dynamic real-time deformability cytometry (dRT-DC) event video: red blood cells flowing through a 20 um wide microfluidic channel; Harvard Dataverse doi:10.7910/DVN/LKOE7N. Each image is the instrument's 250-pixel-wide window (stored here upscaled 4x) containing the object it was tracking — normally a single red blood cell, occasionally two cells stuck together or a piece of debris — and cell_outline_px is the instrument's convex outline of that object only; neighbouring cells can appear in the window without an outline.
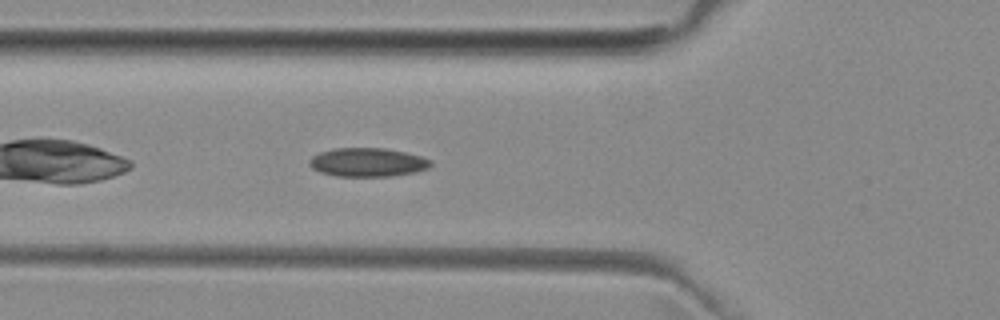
{"species": "common noctule bat (a hibernating species)", "species_latin": "Nyctalus noctula", "temperature_condition": "room temperature", "stored_images_in_passage": 39, "segment_of_instrument_passage": [1, 2], "camera_frame_rate_fps": 3000, "um_per_image_px": 0.085, "animal": {"sex": "female", "body_mass_g": 29.2, "forearm_length_mm": 56.3}, "frame": {"image": 1, "passage_image": 4, "time_ms": 1.0, "image_size_px": [1000, 320], "cell_outline_px": [[432, 164], [428, 168], [416, 172], [392, 176], [336, 176], [320, 172], [312, 168], [308, 164], [308, 160], [312, 156], [320, 152], [332, 148], [384, 148], [404, 152], [420, 156], [432, 160]], "centroid_in_image_um": [31.23, 13.79], "position_along_channel_um": 94.6, "area_um2": 20.4}}
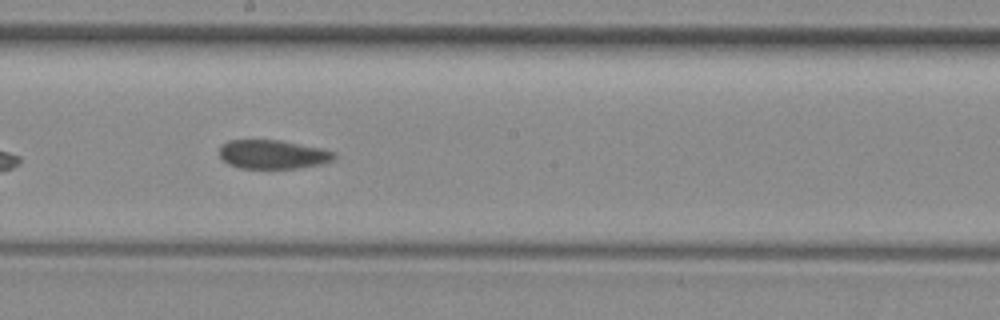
{"frame": {"image": 2, "passage_image": 14, "time_ms": 4.333, "image_size_px": [1000, 320], "cell_outline_px": [[336, 156], [332, 160], [320, 164], [300, 168], [240, 168], [228, 164], [220, 156], [220, 148], [228, 140], [280, 140], [320, 148], [336, 152]], "centroid_in_image_um": [23.2, 13.12], "position_along_channel_um": 225.0, "area_um2": 19.19}}
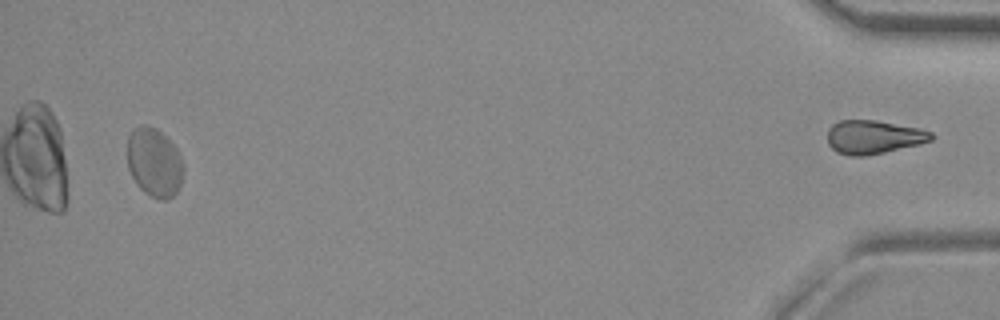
{"frame": {"image": 3, "passage_image": 36, "time_ms": 11.667, "image_size_px": [1000, 320], "cell_outline_px": [[184, 172], [180, 184], [176, 192], [172, 196], [164, 200], [160, 200], [144, 192], [136, 184], [128, 168], [128, 136], [132, 128], [140, 124], [144, 124], [156, 128], [176, 148], [184, 164]], "centroid_in_image_um": [13.1, 13.79], "position_along_channel_um": 422.1, "area_um2": 22.54}}